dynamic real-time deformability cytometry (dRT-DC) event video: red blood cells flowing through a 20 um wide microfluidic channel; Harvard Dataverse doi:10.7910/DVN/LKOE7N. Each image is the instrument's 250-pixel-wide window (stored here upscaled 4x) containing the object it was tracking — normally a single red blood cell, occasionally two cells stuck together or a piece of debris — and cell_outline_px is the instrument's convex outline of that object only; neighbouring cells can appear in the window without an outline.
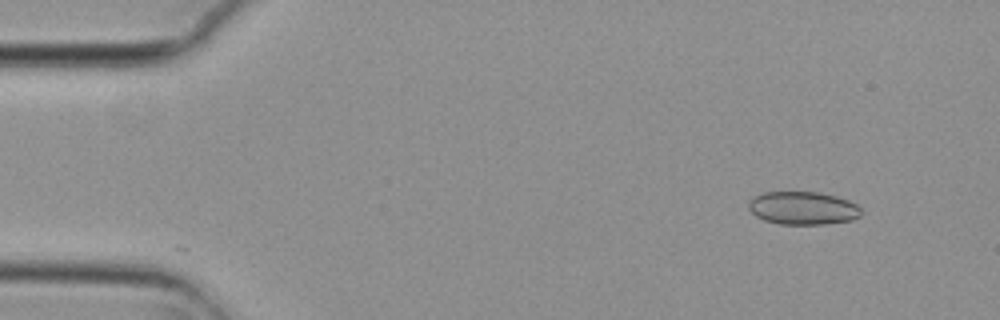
{"species": "common noctule bat (a hibernating species)", "species_latin": "Nyctalus noctula", "temperature_condition": "cold", "stored_images_in_passage": 22, "camera_frame_rate_fps": 3000, "um_per_image_px": 0.085, "animal": {"sex": "female", "body_mass_g": 29.2, "forearm_length_mm": 56.3}, "frame": {"image": 1, "passage_image": 6, "time_ms": 1.667, "image_size_px": [1000, 320], "cell_outline_px": [[860, 216], [852, 220], [824, 224], [780, 224], [764, 220], [756, 216], [748, 208], [748, 200], [764, 192], [820, 192], [836, 196], [848, 200], [856, 204], [860, 208]], "centroid_in_image_um": [68.24, 17.68], "position_along_channel_um": 16.8, "area_um2": 21.68}}
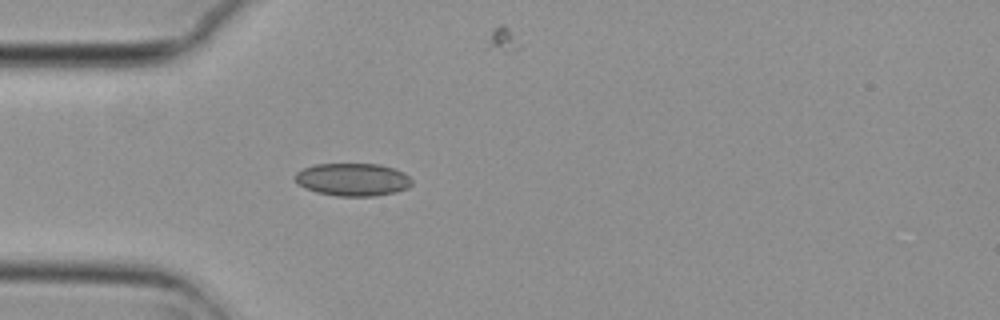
{"frame": {"image": 2, "passage_image": 17, "time_ms": 5.333, "image_size_px": [1000, 320], "cell_outline_px": [[412, 184], [408, 188], [396, 192], [376, 196], [336, 196], [316, 192], [304, 188], [296, 184], [296, 172], [304, 168], [316, 164], [380, 164], [404, 172], [412, 180]], "centroid_in_image_um": [29.98, 15.27], "position_along_channel_um": 55.0, "area_um2": 22.43}}
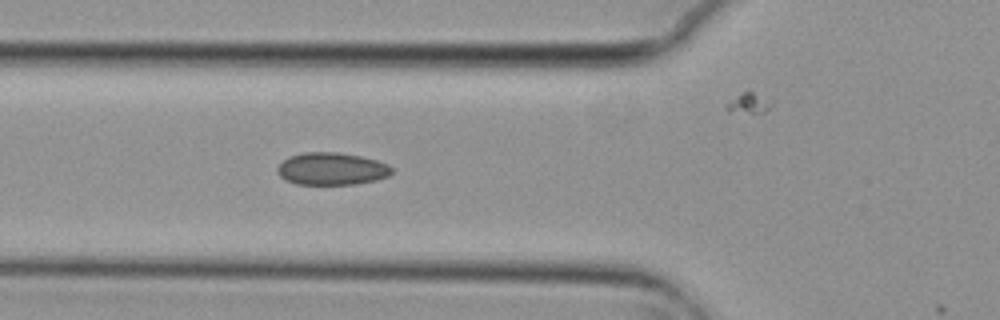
{"frame": {"image": 3, "passage_image": 21, "time_ms": 6.667, "image_size_px": [1000, 320], "cell_outline_px": [[392, 172], [388, 176], [376, 180], [356, 184], [296, 184], [284, 180], [276, 172], [276, 168], [288, 156], [304, 152], [336, 152], [360, 156], [376, 160], [388, 164], [392, 168]], "centroid_in_image_um": [28.16, 14.35], "position_along_channel_um": 97.6, "area_um2": 21.68}}